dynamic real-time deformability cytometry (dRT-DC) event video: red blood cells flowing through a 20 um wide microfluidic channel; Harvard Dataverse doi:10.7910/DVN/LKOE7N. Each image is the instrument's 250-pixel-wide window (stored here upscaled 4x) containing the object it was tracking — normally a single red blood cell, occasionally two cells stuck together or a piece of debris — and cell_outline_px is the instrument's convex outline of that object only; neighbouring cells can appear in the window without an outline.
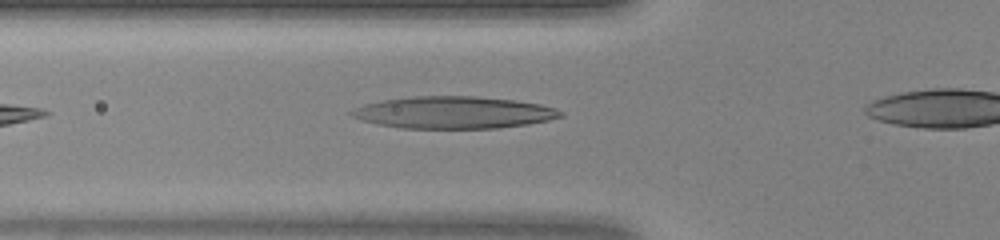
{"species": "human", "species_latin": "Homo sapiens", "temperature_condition": "warm", "stored_images_in_passage": 28, "camera_frame_rate_fps": 3000, "um_per_image_px": 0.085, "donor": {"sex": "female"}, "frame": {"image": 1, "passage_image": 5, "time_ms": 1.333, "image_size_px": [1000, 240], "cell_outline_px": [[564, 116], [548, 120], [528, 124], [496, 128], [400, 128], [380, 124], [364, 120], [352, 116], [348, 112], [364, 104], [384, 100], [412, 96], [476, 96], [512, 100], [540, 104], [556, 108], [564, 112]], "centroid_in_image_um": [38.6, 9.56], "position_along_channel_um": 87.2, "area_um2": 38.84}}
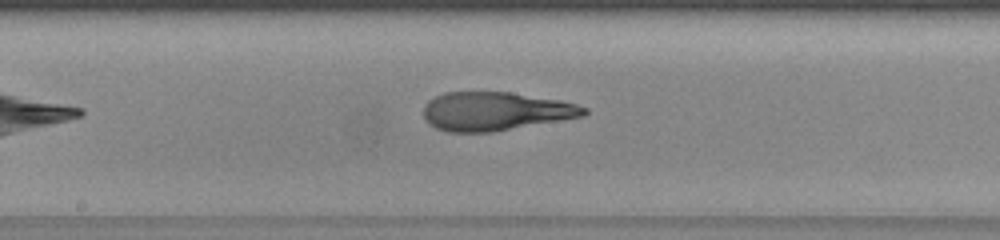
{"frame": {"image": 2, "passage_image": 13, "time_ms": 4.0, "image_size_px": [1000, 240], "cell_outline_px": [[588, 112], [584, 116], [492, 132], [448, 132], [436, 128], [428, 124], [424, 116], [424, 104], [428, 100], [444, 92], [508, 92], [560, 100], [576, 104], [588, 108]], "centroid_in_image_um": [42.09, 9.46], "position_along_channel_um": 206.1, "area_um2": 36.07}}
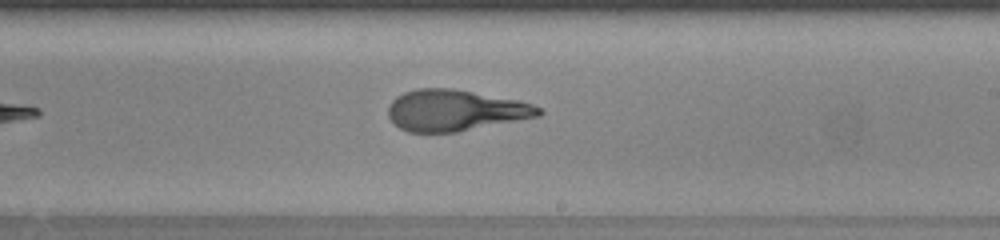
{"frame": {"image": 3, "passage_image": 16, "time_ms": 5.0, "image_size_px": [1000, 240], "cell_outline_px": [[544, 112], [540, 116], [456, 132], [408, 132], [400, 128], [388, 116], [388, 104], [396, 96], [404, 92], [416, 88], [452, 88], [520, 100], [532, 104], [540, 108]], "centroid_in_image_um": [38.68, 9.37], "position_along_channel_um": 250.3, "area_um2": 36.18}}